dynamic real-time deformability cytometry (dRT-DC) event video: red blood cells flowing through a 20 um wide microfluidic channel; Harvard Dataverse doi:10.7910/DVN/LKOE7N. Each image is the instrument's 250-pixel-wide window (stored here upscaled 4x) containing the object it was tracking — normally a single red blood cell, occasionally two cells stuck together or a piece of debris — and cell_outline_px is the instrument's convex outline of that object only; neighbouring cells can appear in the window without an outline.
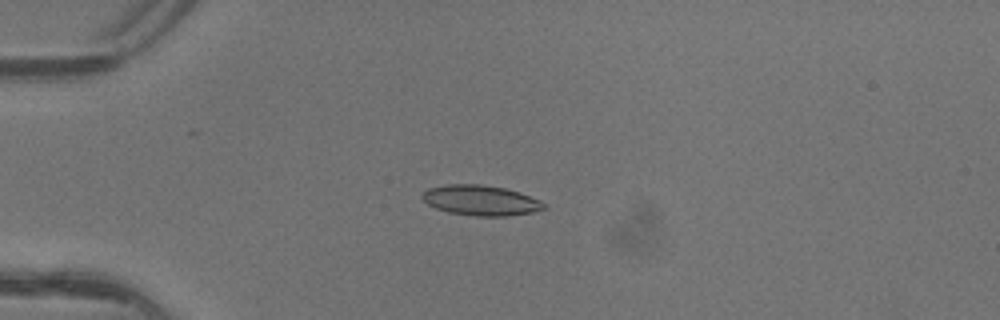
{"species": "common noctule bat (a hibernating species)", "species_latin": "Nyctalus noctula", "temperature_condition": "warm", "stored_images_in_passage": 5, "camera_frame_rate_fps": 3000, "um_per_image_px": 0.085, "animal": {"sex": "female"}, "frame": {"image": 1, "passage_image": 4, "time_ms": 1.0, "image_size_px": [1000, 320], "cell_outline_px": [[548, 208], [532, 212], [508, 216], [476, 216], [448, 212], [436, 208], [428, 204], [420, 196], [428, 188], [448, 184], [480, 184], [504, 188], [540, 200]], "centroid_in_image_um": [40.84, 17.03], "position_along_channel_um": 44.2, "area_um2": 21.27}}